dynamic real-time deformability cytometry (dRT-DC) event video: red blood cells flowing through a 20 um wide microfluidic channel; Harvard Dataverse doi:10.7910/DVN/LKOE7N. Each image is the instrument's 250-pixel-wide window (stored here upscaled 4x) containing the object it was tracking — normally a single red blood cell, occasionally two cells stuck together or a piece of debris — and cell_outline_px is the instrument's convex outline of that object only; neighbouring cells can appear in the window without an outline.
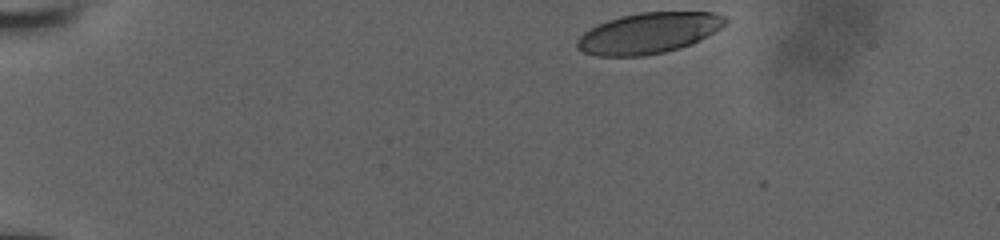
{"species": "human", "species_latin": "Homo sapiens", "temperature_condition": "room temperature", "stored_images_in_passage": 18, "camera_frame_rate_fps": 3000, "um_per_image_px": 0.085, "donor": {"sex": "male"}, "frame": {"image": 1, "passage_image": 1, "time_ms": 0.0, "image_size_px": [1000, 240], "cell_outline_px": [[728, 20], [720, 28], [700, 40], [692, 44], [680, 48], [664, 52], [644, 56], [596, 56], [584, 52], [576, 48], [576, 40], [584, 32], [596, 24], [620, 16], [640, 12], [712, 12], [728, 16]], "centroid_in_image_um": [55.12, 2.81], "position_along_channel_um": 29.9, "area_um2": 35.43}}
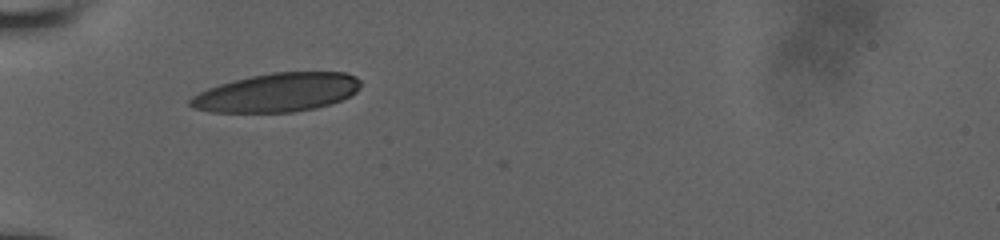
{"frame": {"image": 2, "passage_image": 13, "time_ms": 3.0, "image_size_px": [1000, 240], "cell_outline_px": [[360, 88], [356, 92], [332, 104], [316, 108], [292, 112], [212, 112], [192, 108], [188, 104], [188, 100], [192, 96], [208, 88], [220, 84], [252, 76], [272, 72], [344, 72], [356, 76], [360, 80]], "centroid_in_image_um": [23.56, 7.87], "position_along_channel_um": 61.4, "area_um2": 38.38}}
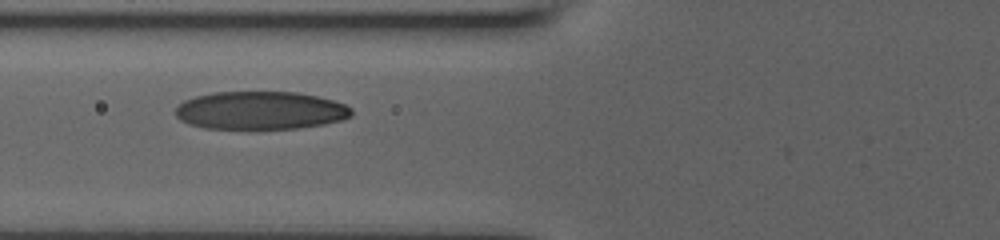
{"frame": {"image": 3, "passage_image": 17, "time_ms": 4.333, "image_size_px": [1000, 240], "cell_outline_px": [[352, 116], [340, 120], [324, 124], [296, 128], [204, 128], [188, 124], [180, 120], [176, 116], [176, 108], [184, 100], [196, 96], [216, 92], [296, 92], [316, 96], [332, 100], [344, 104], [352, 108]], "centroid_in_image_um": [22.13, 9.38], "position_along_channel_um": 103.7, "area_um2": 38.78}}